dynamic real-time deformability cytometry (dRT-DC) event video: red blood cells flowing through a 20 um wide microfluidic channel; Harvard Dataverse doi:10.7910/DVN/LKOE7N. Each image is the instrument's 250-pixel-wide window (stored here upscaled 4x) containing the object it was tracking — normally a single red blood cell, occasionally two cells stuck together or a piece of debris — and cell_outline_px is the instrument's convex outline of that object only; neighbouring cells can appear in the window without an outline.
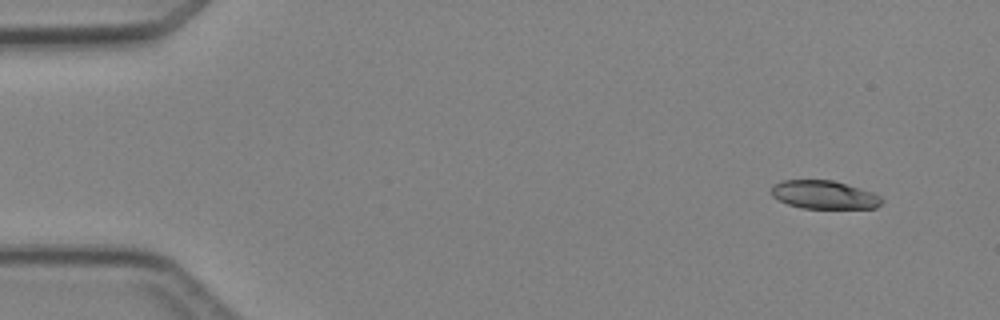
{"species": "Egyptian fruit bat (a non-hibernating species)", "species_latin": "Rousettus aegyptiacus", "temperature_condition": "cold", "stored_images_in_passage": 4, "camera_frame_rate_fps": 3000, "um_per_image_px": 0.085, "animal": {"sex": "female"}, "frame": {"image": 1, "passage_image": 1, "time_ms": 0.0, "image_size_px": [1000, 320], "cell_outline_px": [[884, 200], [876, 208], [800, 208], [788, 204], [772, 196], [772, 184], [780, 180], [832, 180], [860, 188], [872, 192], [880, 196]], "centroid_in_image_um": [70.04, 16.55], "position_along_channel_um": 15.0, "area_um2": 18.21}}